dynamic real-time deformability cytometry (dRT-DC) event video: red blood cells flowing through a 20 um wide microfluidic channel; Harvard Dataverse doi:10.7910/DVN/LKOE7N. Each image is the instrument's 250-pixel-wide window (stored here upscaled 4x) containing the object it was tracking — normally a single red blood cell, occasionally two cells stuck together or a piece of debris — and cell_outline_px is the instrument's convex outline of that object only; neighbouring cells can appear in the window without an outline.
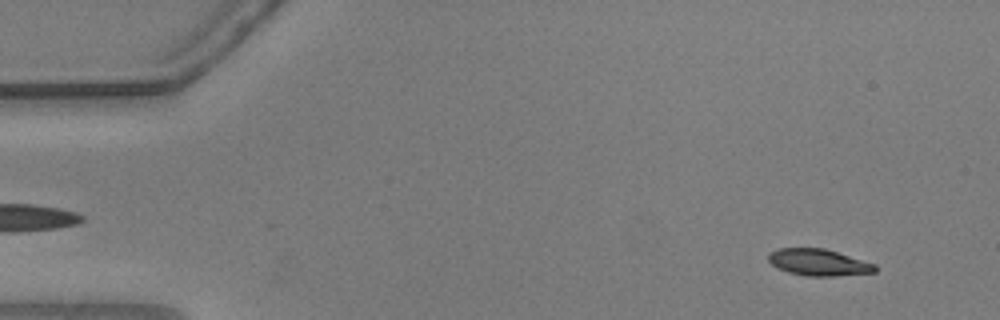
{"species": "common noctule bat (a hibernating species)", "species_latin": "Nyctalus noctula", "temperature_condition": "warm", "stored_images_in_passage": 11, "camera_frame_rate_fps": 3000, "um_per_image_px": 0.085, "animal": {"sex": "male", "body_mass_g": 20.5, "forearm_length_mm": 52.5}, "frame": {"image": 1, "passage_image": 4, "time_ms": 1.0, "image_size_px": [1000, 320], "cell_outline_px": [[876, 272], [836, 276], [808, 276], [788, 272], [776, 268], [768, 260], [768, 252], [776, 248], [824, 248], [876, 264]], "centroid_in_image_um": [69.54, 22.3], "position_along_channel_um": 15.5, "area_um2": 16.65}}